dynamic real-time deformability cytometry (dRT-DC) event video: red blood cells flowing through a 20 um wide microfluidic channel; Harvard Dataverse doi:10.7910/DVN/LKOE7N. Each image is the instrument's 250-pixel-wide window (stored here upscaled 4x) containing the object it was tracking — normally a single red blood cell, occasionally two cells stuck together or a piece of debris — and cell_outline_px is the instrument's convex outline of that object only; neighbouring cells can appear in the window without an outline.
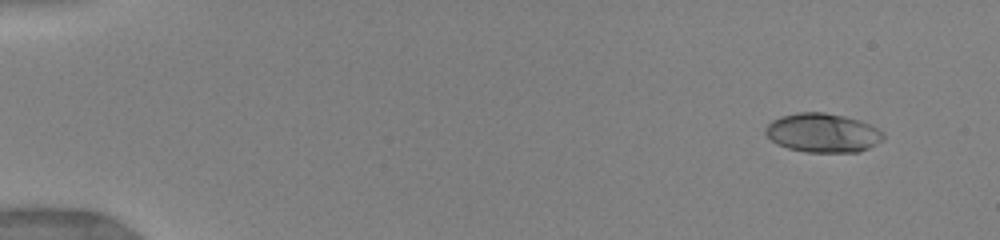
{"species": "human", "species_latin": "Homo sapiens", "temperature_condition": "warm", "stored_images_in_passage": 31, "camera_frame_rate_fps": 3000, "um_per_image_px": 0.085, "donor": {"sex": "female"}, "frame": {"image": 1, "passage_image": 1, "time_ms": 0.0, "image_size_px": [1000, 240], "cell_outline_px": [[884, 140], [860, 152], [808, 152], [788, 148], [776, 144], [764, 132], [764, 128], [772, 120], [780, 116], [796, 112], [824, 112], [844, 116], [860, 120], [872, 124], [884, 132]], "centroid_in_image_um": [69.95, 11.28], "position_along_channel_um": 15.0, "area_um2": 27.11}}
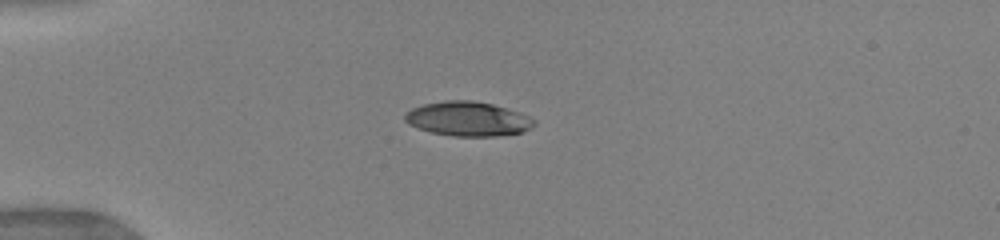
{"frame": {"image": 2, "passage_image": 10, "time_ms": 3.333, "image_size_px": [1000, 240], "cell_outline_px": [[536, 124], [532, 128], [524, 132], [496, 136], [452, 136], [432, 132], [408, 124], [404, 120], [404, 116], [412, 108], [424, 104], [444, 100], [472, 100], [492, 104], [528, 116], [536, 120]], "centroid_in_image_um": [39.78, 10.11], "position_along_channel_um": 45.2, "area_um2": 25.78}}